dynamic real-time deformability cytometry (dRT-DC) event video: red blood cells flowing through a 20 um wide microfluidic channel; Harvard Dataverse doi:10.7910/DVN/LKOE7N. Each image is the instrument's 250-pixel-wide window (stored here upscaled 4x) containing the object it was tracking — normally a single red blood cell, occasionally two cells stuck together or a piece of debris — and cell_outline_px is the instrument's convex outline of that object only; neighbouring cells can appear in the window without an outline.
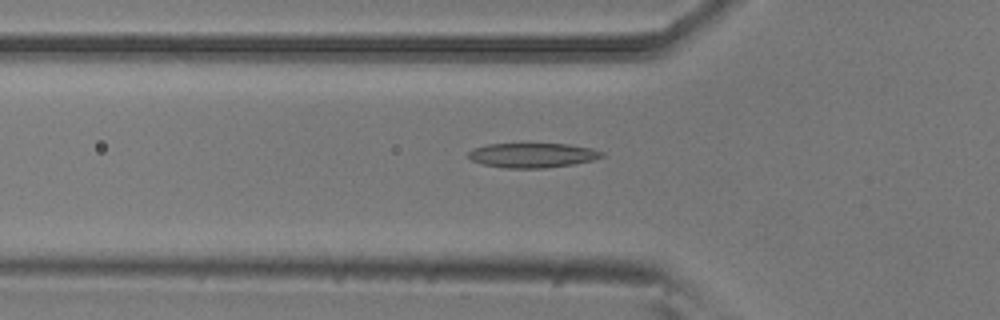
{"species": "common noctule bat (a hibernating species)", "species_latin": "Nyctalus noctula", "temperature_condition": "room temperature", "stored_images_in_passage": 52, "camera_frame_rate_fps": 3000, "um_per_image_px": 0.085, "animal": {"sex": "male", "body_mass_g": 20.5, "forearm_length_mm": 52.5}, "frame": {"image": 1, "passage_image": 17, "time_ms": 5.333, "image_size_px": [1000, 320], "cell_outline_px": [[604, 156], [592, 160], [572, 164], [544, 168], [504, 168], [484, 164], [472, 160], [468, 156], [468, 152], [472, 148], [488, 144], [568, 144], [592, 148], [604, 152]], "centroid_in_image_um": [45.26, 13.19], "position_along_channel_um": 80.5, "area_um2": 19.07}}
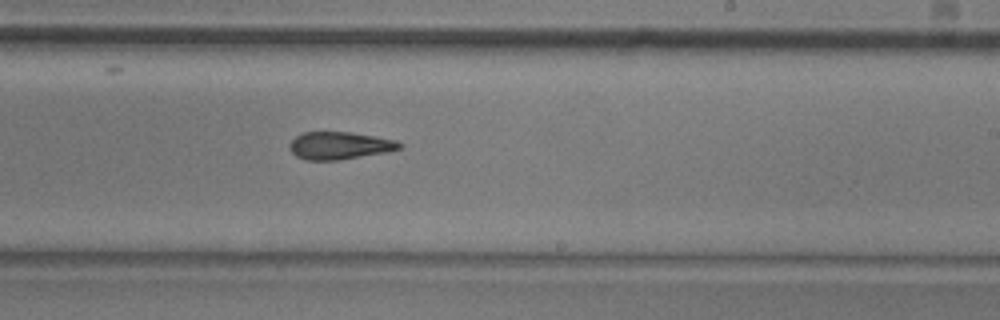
{"frame": {"image": 2, "passage_image": 31, "time_ms": 10.0, "image_size_px": [1000, 320], "cell_outline_px": [[404, 148], [388, 152], [340, 160], [304, 160], [296, 156], [288, 148], [288, 144], [296, 136], [304, 132], [352, 132], [376, 136], [396, 140], [404, 144]], "centroid_in_image_um": [28.9, 12.38], "position_along_channel_um": 260.1, "area_um2": 17.98}}
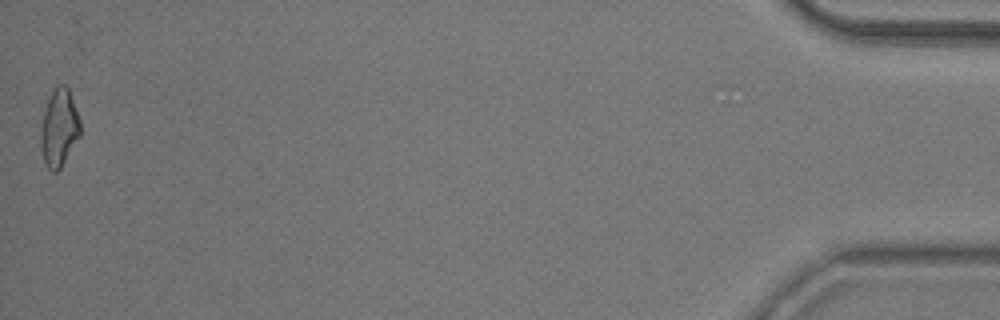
{"frame": {"image": 3, "passage_image": 52, "time_ms": 17.0, "image_size_px": [1000, 320], "cell_outline_px": [[80, 136], [60, 168], [56, 172], [52, 172], [44, 164], [40, 148], [40, 136], [44, 112], [48, 100], [56, 84], [64, 84], [68, 88], [80, 120]], "centroid_in_image_um": [5.01, 10.89], "position_along_channel_um": 430.2, "area_um2": 17.74}, "authors_computed_cell_mechanics": {"area_um2": 18.1492, "velocity_mm_per_s": 3.8294, "shape_relaxation_time_tau1_ms": 9.3844, "shape_relaxation_time_tau2_ms": 6.1505, "deformation_change_tau1": 0.2248, "deformation_change_tau2": 0.1371}}